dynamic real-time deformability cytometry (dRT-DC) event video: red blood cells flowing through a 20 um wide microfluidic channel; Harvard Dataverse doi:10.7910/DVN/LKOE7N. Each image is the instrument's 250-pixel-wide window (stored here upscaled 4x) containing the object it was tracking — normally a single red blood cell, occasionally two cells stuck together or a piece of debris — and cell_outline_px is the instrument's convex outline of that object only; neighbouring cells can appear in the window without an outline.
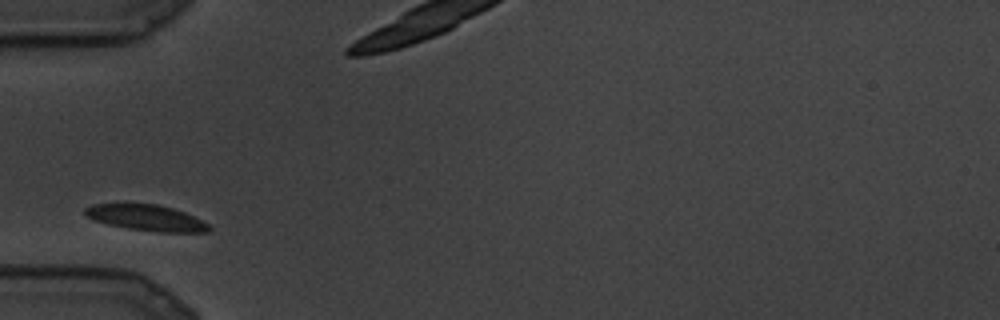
{"species": "common noctule bat (a hibernating species)", "species_latin": "Nyctalus noctula", "temperature_condition": "cold", "stored_images_in_passage": 8, "camera_frame_rate_fps": 3000, "um_per_image_px": 0.085, "animal": {"sex": "male", "body_mass_g": 19.5, "forearm_length_mm": 54.6}, "frame": {"image": 1, "passage_image": 1, "time_ms": 0.0, "image_size_px": [1000, 320], "cell_outline_px": [[212, 228], [208, 232], [160, 232], [128, 228], [108, 224], [84, 216], [84, 208], [92, 204], [124, 200], [156, 204], [172, 208], [184, 212], [208, 224]], "centroid_in_image_um": [12.33, 18.45], "position_along_channel_um": 72.7, "area_um2": 19.42}}